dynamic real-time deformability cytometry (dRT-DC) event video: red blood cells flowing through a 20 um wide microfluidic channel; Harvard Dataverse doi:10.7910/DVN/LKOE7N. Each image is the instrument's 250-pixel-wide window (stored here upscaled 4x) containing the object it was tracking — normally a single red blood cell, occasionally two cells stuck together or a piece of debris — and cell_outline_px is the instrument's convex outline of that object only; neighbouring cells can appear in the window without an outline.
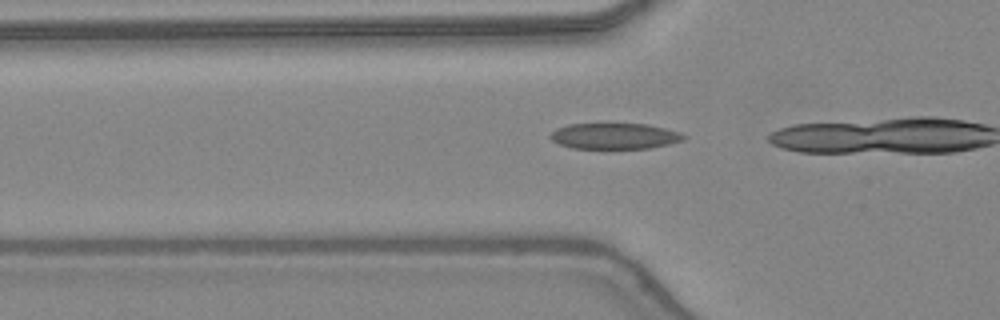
{"species": "common noctule bat (a hibernating species)", "species_latin": "Nyctalus noctula", "temperature_condition": "warm", "stored_images_in_passage": 15, "camera_frame_rate_fps": 3000, "um_per_image_px": 0.085, "animal": {"sex": "female", "body_mass_g": 24.6, "forearm_length_mm": 56.2}, "frame": {"image": 1, "passage_image": 13, "time_ms": 4.0, "image_size_px": [1000, 320], "cell_outline_px": [[688, 136], [684, 140], [668, 144], [648, 148], [572, 148], [560, 144], [552, 140], [548, 136], [556, 128], [568, 124], [648, 124], [680, 132]], "centroid_in_image_um": [52.25, 11.56], "position_along_channel_um": 73.6, "area_um2": 20.06}}